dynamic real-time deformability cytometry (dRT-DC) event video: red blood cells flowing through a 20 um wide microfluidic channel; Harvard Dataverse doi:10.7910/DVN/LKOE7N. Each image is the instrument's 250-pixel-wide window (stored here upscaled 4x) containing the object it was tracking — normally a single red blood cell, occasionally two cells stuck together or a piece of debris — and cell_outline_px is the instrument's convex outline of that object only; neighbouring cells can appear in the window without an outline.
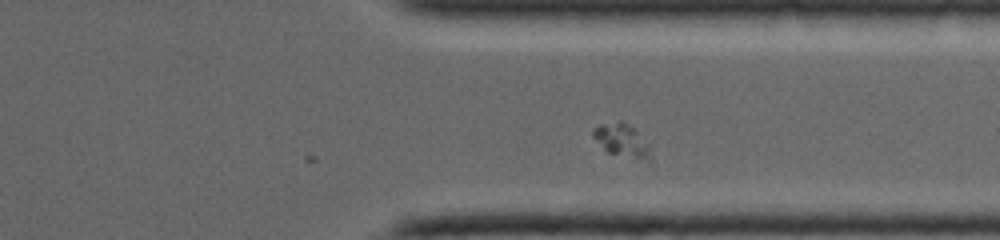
{"species": "common noctule bat (a hibernating species)", "species_latin": "Nyctalus noctula", "temperature_condition": "warm", "stored_images_in_passage": 19, "camera_frame_rate_fps": 5000, "um_per_image_px": 0.085, "animal": {"sex": "female", "body_mass_g": 19.0, "forearm_length_mm": 53.3}, "frame": {"image": 1, "passage_image": 19, "time_ms": 3.6, "image_size_px": [1000, 240], "cell_outline_px": [[652, 164], [648, 164], [608, 152], [592, 136], [592, 128], [600, 124], [620, 120], [624, 120], [636, 132], [648, 148], [652, 160]], "centroid_in_image_um": [52.86, 11.98], "position_along_channel_um": 358.5, "area_um2": 11.16}}